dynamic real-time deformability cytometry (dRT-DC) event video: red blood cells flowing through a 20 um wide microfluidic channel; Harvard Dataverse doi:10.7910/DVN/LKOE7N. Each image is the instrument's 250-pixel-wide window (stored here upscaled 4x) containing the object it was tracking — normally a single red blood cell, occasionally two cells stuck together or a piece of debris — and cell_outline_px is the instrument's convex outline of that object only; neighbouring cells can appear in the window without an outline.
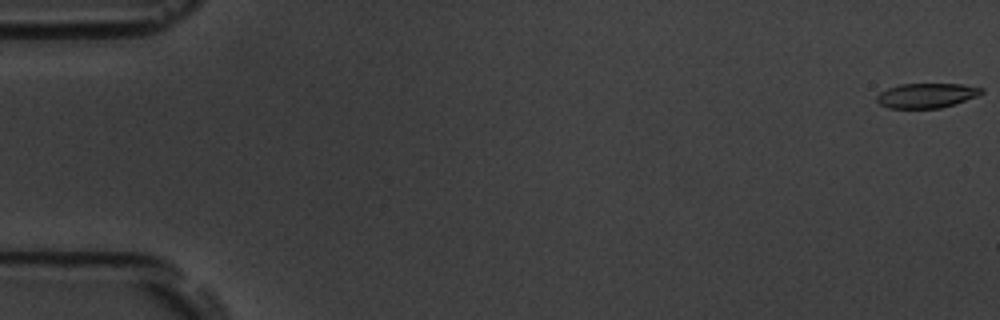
{"species": "common noctule bat (a hibernating species)", "species_latin": "Nyctalus noctula", "temperature_condition": "room temperature", "stored_images_in_passage": 51, "camera_frame_rate_fps": 3000, "um_per_image_px": 0.085, "animal": {"sex": "male", "body_mass_g": 19.5, "forearm_length_mm": 54.6}, "frame": {"image": 1, "passage_image": 1, "time_ms": 0.0, "image_size_px": [1000, 320], "cell_outline_px": [[984, 92], [976, 96], [956, 104], [940, 108], [888, 108], [880, 104], [876, 100], [876, 96], [880, 92], [888, 88], [900, 84], [960, 84], [984, 88]], "centroid_in_image_um": [78.75, 8.12], "position_along_channel_um": 6.2, "area_um2": 15.09}}
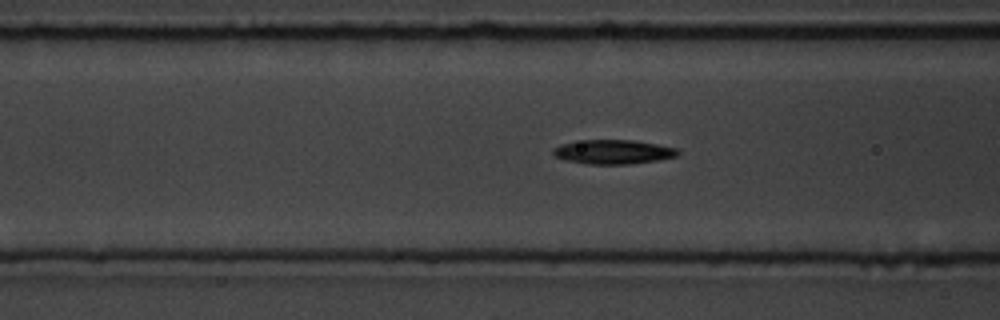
{"frame": {"image": 2, "passage_image": 16, "time_ms": 5.0, "image_size_px": [1000, 320], "cell_outline_px": [[680, 152], [676, 156], [660, 160], [632, 164], [588, 164], [564, 160], [552, 156], [552, 148], [560, 144], [584, 140], [632, 140], [680, 148]], "centroid_in_image_um": [52.11, 12.91], "position_along_channel_um": 114.5, "area_um2": 17.86}}
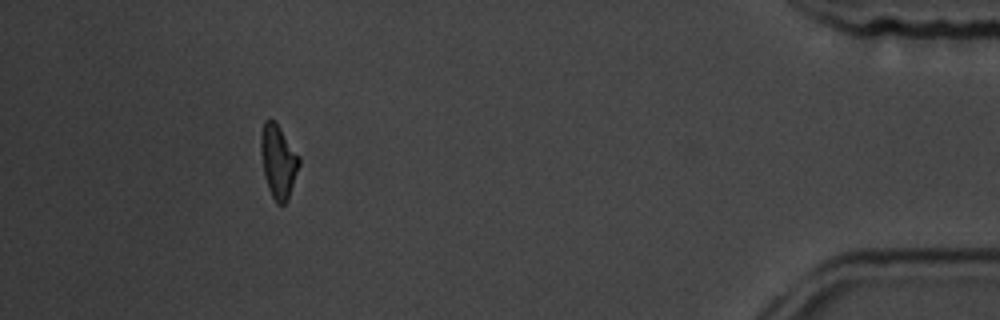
{"frame": {"image": 3, "passage_image": 46, "time_ms": 15.0, "image_size_px": [1000, 320], "cell_outline_px": [[300, 164], [288, 200], [284, 204], [276, 204], [268, 188], [264, 176], [260, 152], [260, 132], [264, 120], [272, 120], [280, 128], [300, 156]], "centroid_in_image_um": [23.64, 13.73], "position_along_channel_um": 411.6, "area_um2": 16.47}, "authors_computed_cell_mechanics": {"area_um2": 16.9354, "velocity_mm_per_s": 3.5784, "shape_relaxation_time_tau1_ms": 4.5489, "shape_relaxation_time_tau2_ms": null, "deformation_change_tau1": 0.1299, "deformation_change_tau2": null}}